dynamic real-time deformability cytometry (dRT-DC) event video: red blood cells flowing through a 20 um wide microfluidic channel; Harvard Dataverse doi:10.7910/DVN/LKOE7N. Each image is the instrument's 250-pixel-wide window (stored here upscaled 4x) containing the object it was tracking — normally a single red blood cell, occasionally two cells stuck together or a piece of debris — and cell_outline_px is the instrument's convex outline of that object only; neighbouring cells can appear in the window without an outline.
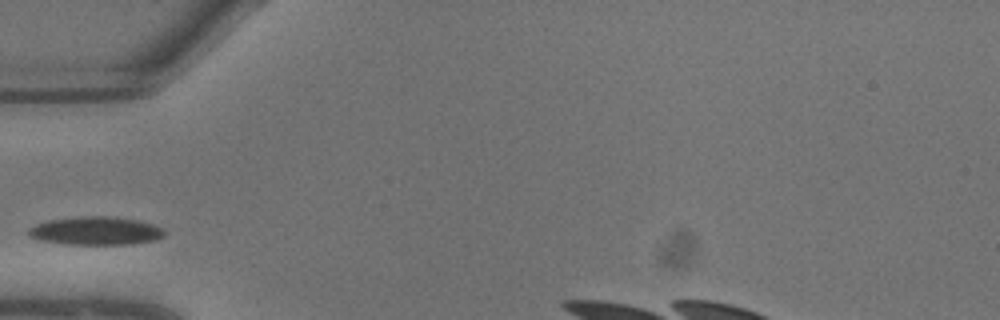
{"species": "common noctule bat (a hibernating species)", "species_latin": "Nyctalus noctula", "temperature_condition": "warm", "stored_images_in_passage": 3, "camera_frame_rate_fps": 3000, "um_per_image_px": 0.085, "animal": {"sex": "male", "body_mass_g": 13.3}, "frame": {"image": 1, "passage_image": 1, "time_ms": 0.0, "image_size_px": [1000, 320], "cell_outline_px": [[168, 232], [164, 236], [156, 240], [132, 244], [64, 244], [40, 240], [32, 236], [28, 232], [28, 228], [36, 224], [48, 220], [76, 216], [108, 216], [136, 220], [152, 224], [164, 228]], "centroid_in_image_um": [8.18, 19.62], "position_along_channel_um": 76.8, "area_um2": 22.48}}
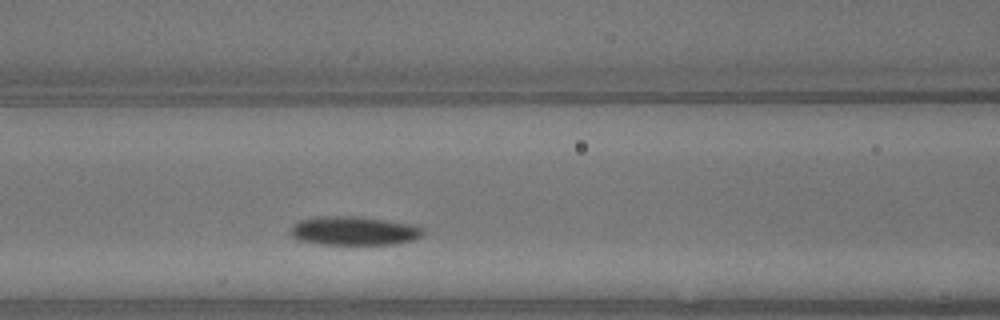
{"frame": {"image": 2, "passage_image": 3, "time_ms": 0.667, "image_size_px": [1000, 320], "cell_outline_px": [[424, 232], [420, 236], [412, 240], [396, 244], [320, 244], [300, 240], [292, 236], [288, 232], [292, 224], [300, 220], [316, 216], [360, 216], [412, 224], [424, 228]], "centroid_in_image_um": [30.06, 19.61], "position_along_channel_um": 136.5, "area_um2": 22.43}}